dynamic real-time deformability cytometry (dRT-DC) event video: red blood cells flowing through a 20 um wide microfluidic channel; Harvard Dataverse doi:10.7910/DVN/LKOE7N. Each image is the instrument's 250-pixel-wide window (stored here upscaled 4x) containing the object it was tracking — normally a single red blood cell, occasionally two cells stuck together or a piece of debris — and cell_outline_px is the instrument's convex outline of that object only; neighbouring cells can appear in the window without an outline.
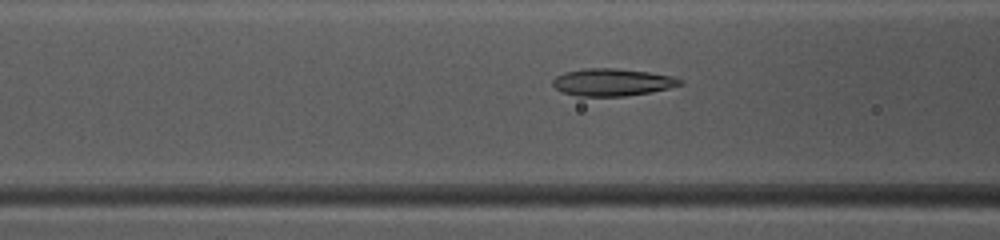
{"species": "common noctule bat (a hibernating species)", "species_latin": "Nyctalus noctula", "temperature_condition": "warm", "stored_images_in_passage": 50, "camera_frame_rate_fps": 3000, "um_per_image_px": 0.085, "animal": {"sex": "female", "body_mass_g": 10.0, "forearm_length_mm": 53.1}, "frame": {"image": 1, "passage_image": 20, "time_ms": 6.333, "image_size_px": [1000, 240], "cell_outline_px": [[684, 84], [668, 88], [648, 92], [624, 96], [576, 96], [564, 92], [556, 88], [552, 84], [552, 80], [556, 76], [564, 72], [584, 68], [616, 68], [648, 72], [672, 76], [684, 80]], "centroid_in_image_um": [52.04, 6.98], "position_along_channel_um": 114.6, "area_um2": 20.23}}
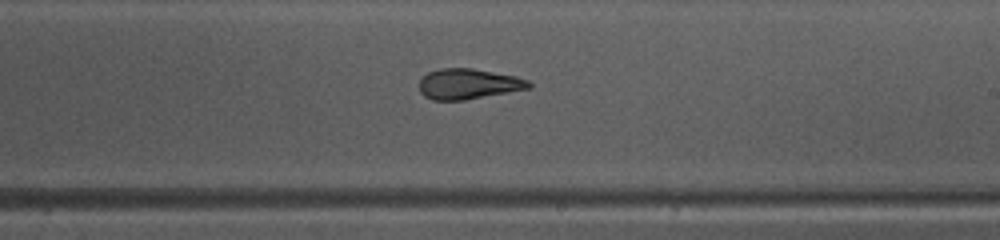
{"frame": {"image": 2, "passage_image": 30, "time_ms": 9.667, "image_size_px": [1000, 240], "cell_outline_px": [[532, 88], [464, 100], [432, 100], [424, 96], [420, 92], [420, 80], [428, 72], [440, 68], [472, 68], [516, 76], [528, 80], [532, 84]], "centroid_in_image_um": [39.83, 7.13], "position_along_channel_um": 249.2, "area_um2": 19.48}}
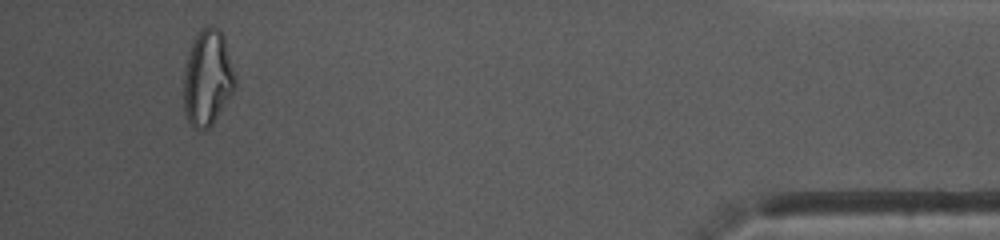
{"frame": {"image": 3, "passage_image": 47, "time_ms": 15.333, "image_size_px": [1000, 240], "cell_outline_px": [[236, 88], [212, 124], [208, 128], [196, 128], [188, 120], [184, 108], [184, 68], [192, 44], [196, 36], [208, 24], [212, 24], [220, 28], [224, 36], [236, 76]], "centroid_in_image_um": [17.67, 6.58], "position_along_channel_um": 417.5, "area_um2": 28.61}, "authors_computed_cell_mechanics": {"area_um2": 20.7791, "velocity_mm_per_s": 4.0236, "shape_relaxation_time_tau1_ms": null, "shape_relaxation_time_tau2_ms": 1.5133, "deformation_change_tau1": null, "deformation_change_tau2": 0.0775}}